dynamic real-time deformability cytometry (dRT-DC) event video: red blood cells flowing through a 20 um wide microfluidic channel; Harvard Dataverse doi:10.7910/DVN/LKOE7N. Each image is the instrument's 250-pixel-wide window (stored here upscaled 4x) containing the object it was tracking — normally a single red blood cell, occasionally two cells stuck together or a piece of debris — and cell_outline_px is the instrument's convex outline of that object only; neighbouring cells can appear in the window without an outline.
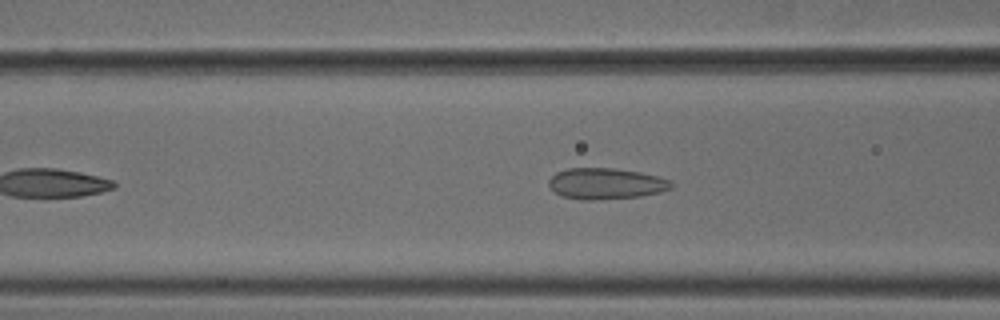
{"species": "common noctule bat (a hibernating species)", "species_latin": "Nyctalus noctula", "temperature_condition": "cold", "stored_images_in_passage": 30, "camera_frame_rate_fps": 3000, "um_per_image_px": 0.085, "animal": {"sex": "male", "body_mass_g": 18.8}, "frame": {"image": 1, "passage_image": 11, "time_ms": 3.333, "image_size_px": [1000, 320], "cell_outline_px": [[676, 184], [672, 188], [660, 192], [640, 196], [592, 200], [580, 200], [560, 196], [548, 184], [548, 180], [556, 172], [568, 168], [612, 168], [640, 172], [672, 180]], "centroid_in_image_um": [51.52, 15.61], "position_along_channel_um": 115.1, "area_um2": 22.31}}
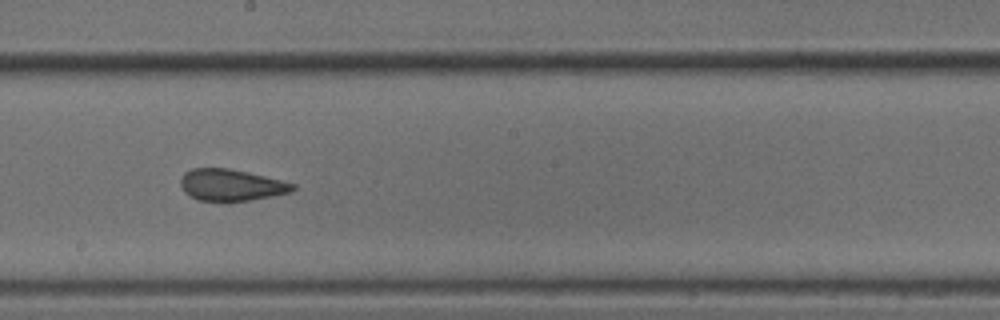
{"frame": {"image": 2, "passage_image": 20, "time_ms": 6.333, "image_size_px": [1000, 320], "cell_outline_px": [[296, 188], [292, 192], [272, 196], [228, 204], [224, 204], [196, 200], [184, 192], [180, 188], [180, 176], [184, 172], [192, 168], [228, 168], [248, 172], [296, 184]], "centroid_in_image_um": [19.59, 15.77], "position_along_channel_um": 228.6, "area_um2": 21.5}}
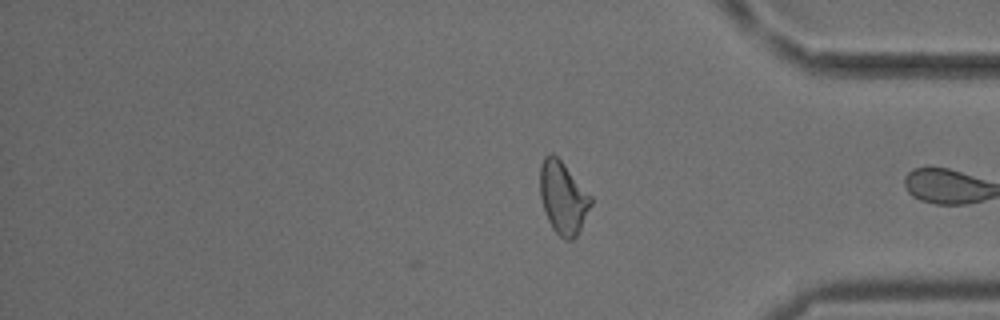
{"frame": {"image": 3, "passage_image": 30, "time_ms": 9.667, "image_size_px": [1000, 320], "cell_outline_px": [[592, 204], [576, 236], [572, 240], [564, 240], [552, 228], [544, 212], [540, 196], [540, 164], [544, 156], [548, 152], [552, 152], [564, 164], [592, 196]], "centroid_in_image_um": [47.84, 16.78], "position_along_channel_um": 387.4, "area_um2": 21.5}}